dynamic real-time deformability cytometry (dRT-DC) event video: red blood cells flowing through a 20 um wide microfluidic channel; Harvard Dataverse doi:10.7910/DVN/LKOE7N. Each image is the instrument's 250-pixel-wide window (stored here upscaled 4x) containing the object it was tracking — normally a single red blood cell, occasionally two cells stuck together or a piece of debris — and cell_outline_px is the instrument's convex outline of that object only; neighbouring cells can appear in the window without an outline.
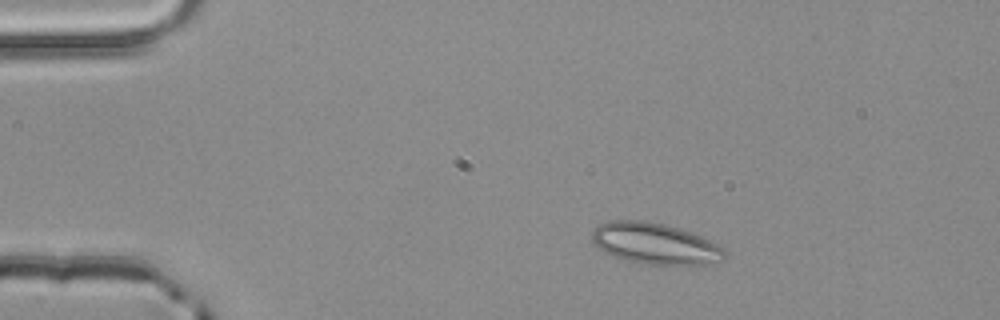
{"species": "common noctule bat (a hibernating species)", "species_latin": "Nyctalus noctula", "temperature_condition": "room temperature", "stored_images_in_passage": 2, "camera_frame_rate_fps": 3000, "um_per_image_px": 0.085, "animal": {"sex": "male", "body_mass_g": 20.4}, "frame": {"image": 1, "passage_image": 1, "time_ms": 0.0, "image_size_px": [1000, 320], "cell_outline_px": [[728, 252], [724, 260], [684, 268], [640, 264], [604, 252], [592, 240], [592, 232], [600, 224], [608, 220], [644, 220], [664, 224], [680, 228], [692, 232], [724, 248]], "centroid_in_image_um": [55.75, 20.74], "position_along_channel_um": 29.3, "area_um2": 32.6}}